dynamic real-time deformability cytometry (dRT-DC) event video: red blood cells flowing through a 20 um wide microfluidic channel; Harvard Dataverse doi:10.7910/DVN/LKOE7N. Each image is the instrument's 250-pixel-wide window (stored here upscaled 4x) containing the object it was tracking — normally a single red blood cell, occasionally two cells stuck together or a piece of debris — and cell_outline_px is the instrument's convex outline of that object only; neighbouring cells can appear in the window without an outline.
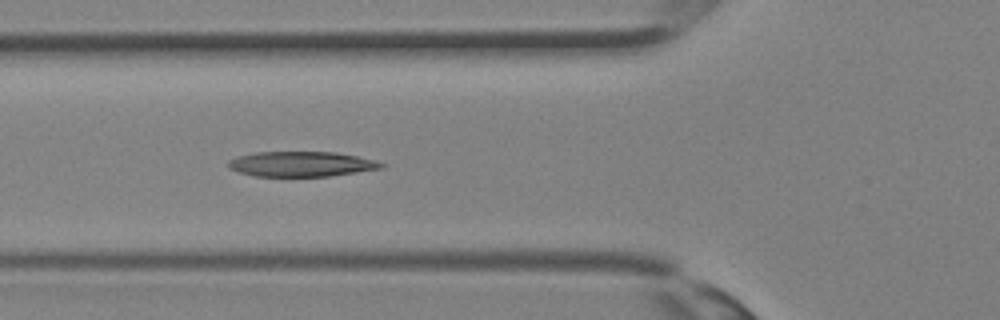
{"species": "Egyptian fruit bat (a non-hibernating species)", "species_latin": "Rousettus aegyptiacus", "temperature_condition": "room temperature", "stored_images_in_passage": 13, "camera_frame_rate_fps": 3000, "um_per_image_px": 0.085, "animal": {"sex": "female"}, "frame": {"image": 1, "passage_image": 13, "time_ms": 4.0, "image_size_px": [1000, 320], "cell_outline_px": [[388, 164], [384, 168], [328, 176], [256, 176], [240, 172], [228, 168], [228, 160], [236, 156], [256, 152], [336, 152], [376, 160]], "centroid_in_image_um": [25.63, 13.94], "position_along_channel_um": 100.2, "area_um2": 22.43}}